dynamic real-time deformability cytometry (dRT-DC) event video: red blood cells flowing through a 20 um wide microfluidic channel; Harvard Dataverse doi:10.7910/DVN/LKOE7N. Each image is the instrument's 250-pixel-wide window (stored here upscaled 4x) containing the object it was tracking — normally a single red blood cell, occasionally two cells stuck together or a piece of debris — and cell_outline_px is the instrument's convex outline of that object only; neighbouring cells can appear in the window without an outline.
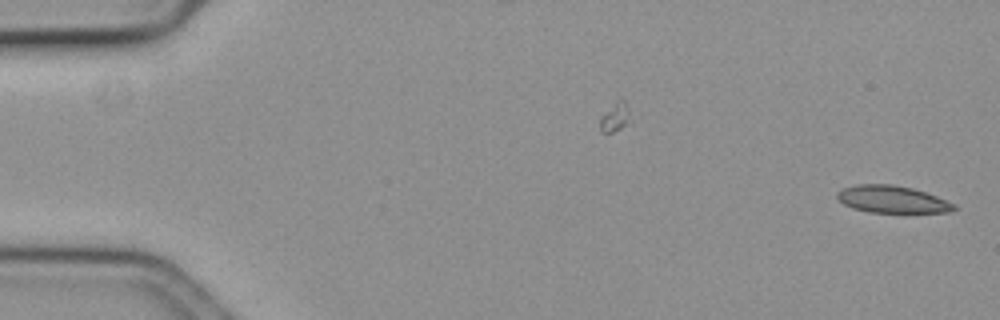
{"species": "common noctule bat (a hibernating species)", "species_latin": "Nyctalus noctula", "temperature_condition": "cold", "stored_images_in_passage": 58, "camera_frame_rate_fps": 3000, "um_per_image_px": 0.085, "animal": {"sex": "female", "body_mass_g": 19.3, "forearm_length_mm": 54.1}, "frame": {"image": 1, "passage_image": 1, "time_ms": 0.0, "image_size_px": [1000, 320], "cell_outline_px": [[956, 208], [948, 212], [868, 212], [852, 208], [844, 204], [836, 196], [836, 192], [844, 188], [856, 184], [892, 184], [912, 188], [936, 196], [956, 204]], "centroid_in_image_um": [75.81, 16.94], "position_along_channel_um": 9.2, "area_um2": 18.38}}
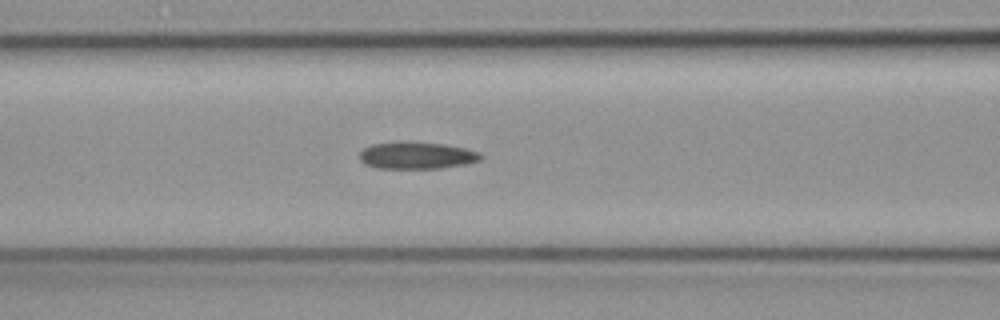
{"frame": {"image": 2, "passage_image": 24, "time_ms": 7.667, "image_size_px": [1000, 320], "cell_outline_px": [[484, 156], [480, 160], [468, 164], [440, 168], [376, 168], [364, 164], [360, 160], [360, 152], [364, 148], [372, 144], [400, 140], [408, 140], [444, 144], [464, 148], [480, 152]], "centroid_in_image_um": [35.42, 13.19], "position_along_channel_um": 131.2, "area_um2": 19.54}}
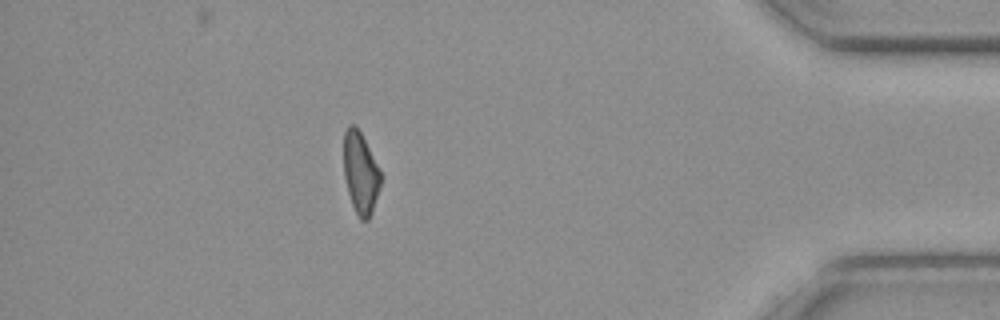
{"frame": {"image": 3, "passage_image": 51, "time_ms": 16.667, "image_size_px": [1000, 320], "cell_outline_px": [[380, 188], [372, 212], [368, 220], [360, 220], [352, 204], [348, 192], [344, 176], [344, 132], [348, 124], [352, 124], [360, 132], [380, 168]], "centroid_in_image_um": [30.64, 14.71], "position_along_channel_um": 404.6, "area_um2": 17.46}}